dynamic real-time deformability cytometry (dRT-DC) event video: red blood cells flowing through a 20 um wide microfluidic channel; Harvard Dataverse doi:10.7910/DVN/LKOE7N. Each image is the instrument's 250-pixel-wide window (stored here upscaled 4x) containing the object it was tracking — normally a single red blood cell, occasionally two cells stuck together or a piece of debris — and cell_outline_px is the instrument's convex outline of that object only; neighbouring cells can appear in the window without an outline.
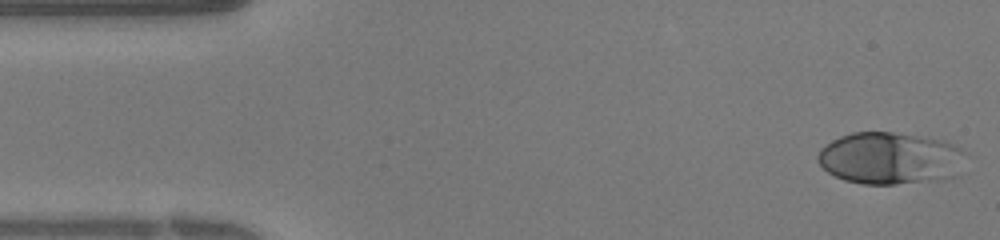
{"species": "human", "species_latin": "Homo sapiens", "temperature_condition": "warm", "stored_images_in_passage": 38, "camera_frame_rate_fps": 3000, "um_per_image_px": 0.085, "donor": {"sex": "female"}, "frame": {"image": 1, "passage_image": 1, "time_ms": 0.0, "image_size_px": [1000, 240], "cell_outline_px": [[964, 152], [952, 176], [896, 184], [864, 184], [844, 180], [828, 172], [816, 160], [816, 156], [820, 148], [832, 140], [840, 136], [852, 132], [892, 132], [944, 140], [960, 148]], "centroid_in_image_um": [75.53, 13.42], "position_along_channel_um": 9.5, "area_um2": 43.93}}
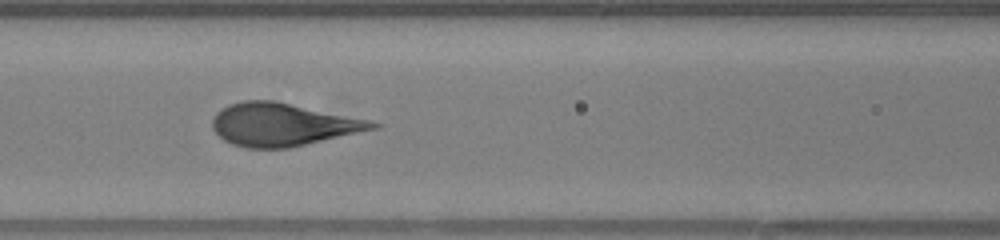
{"frame": {"image": 2, "passage_image": 15, "time_ms": 4.667, "image_size_px": [1000, 240], "cell_outline_px": [[384, 124], [380, 128], [288, 148], [244, 148], [232, 144], [224, 140], [212, 128], [212, 120], [216, 112], [228, 104], [244, 100], [272, 100], [372, 120]], "centroid_in_image_um": [24.06, 10.59], "position_along_channel_um": 142.5, "area_um2": 40.11}}
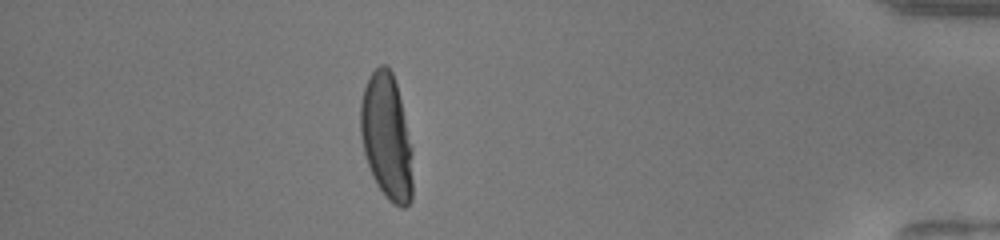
{"frame": {"image": 3, "passage_image": 33, "time_ms": 10.667, "image_size_px": [1000, 240], "cell_outline_px": [[412, 200], [404, 208], [400, 208], [392, 204], [384, 196], [376, 184], [372, 176], [364, 152], [360, 136], [360, 104], [364, 88], [372, 72], [380, 64], [388, 64], [392, 72], [396, 84], [412, 148]], "centroid_in_image_um": [32.86, 11.67], "position_along_channel_um": 402.3, "area_um2": 38.44}}